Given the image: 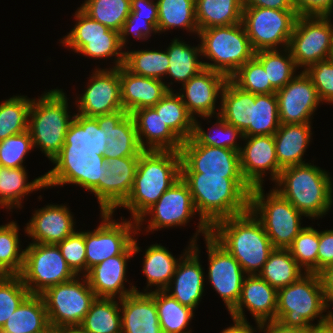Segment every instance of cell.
Listing matches in <instances>:
<instances>
[{
	"label": "cell",
	"instance_id": "1",
	"mask_svg": "<svg viewBox=\"0 0 333 333\" xmlns=\"http://www.w3.org/2000/svg\"><path fill=\"white\" fill-rule=\"evenodd\" d=\"M190 189L198 213L196 232L191 243L210 235L211 227L218 221L249 210L252 187L244 178H225L204 173H181Z\"/></svg>",
	"mask_w": 333,
	"mask_h": 333
},
{
	"label": "cell",
	"instance_id": "2",
	"mask_svg": "<svg viewBox=\"0 0 333 333\" xmlns=\"http://www.w3.org/2000/svg\"><path fill=\"white\" fill-rule=\"evenodd\" d=\"M210 235L239 262L247 275H258L274 250L262 223L250 209L218 220Z\"/></svg>",
	"mask_w": 333,
	"mask_h": 333
},
{
	"label": "cell",
	"instance_id": "3",
	"mask_svg": "<svg viewBox=\"0 0 333 333\" xmlns=\"http://www.w3.org/2000/svg\"><path fill=\"white\" fill-rule=\"evenodd\" d=\"M181 177V154L171 150H144L140 156L131 193L119 207L137 221Z\"/></svg>",
	"mask_w": 333,
	"mask_h": 333
},
{
	"label": "cell",
	"instance_id": "4",
	"mask_svg": "<svg viewBox=\"0 0 333 333\" xmlns=\"http://www.w3.org/2000/svg\"><path fill=\"white\" fill-rule=\"evenodd\" d=\"M274 183V190L314 221L325 217L333 206L330 172L313 163L283 168Z\"/></svg>",
	"mask_w": 333,
	"mask_h": 333
},
{
	"label": "cell",
	"instance_id": "5",
	"mask_svg": "<svg viewBox=\"0 0 333 333\" xmlns=\"http://www.w3.org/2000/svg\"><path fill=\"white\" fill-rule=\"evenodd\" d=\"M38 97L32 99L28 131L33 147L40 149L45 157L52 161L64 145L75 113L68 110L69 98L63 89L46 90Z\"/></svg>",
	"mask_w": 333,
	"mask_h": 333
},
{
	"label": "cell",
	"instance_id": "6",
	"mask_svg": "<svg viewBox=\"0 0 333 333\" xmlns=\"http://www.w3.org/2000/svg\"><path fill=\"white\" fill-rule=\"evenodd\" d=\"M329 309L317 273H305L297 281L277 290L276 321L286 327L309 329L323 324L333 316V310ZM315 320L317 324L312 322Z\"/></svg>",
	"mask_w": 333,
	"mask_h": 333
},
{
	"label": "cell",
	"instance_id": "7",
	"mask_svg": "<svg viewBox=\"0 0 333 333\" xmlns=\"http://www.w3.org/2000/svg\"><path fill=\"white\" fill-rule=\"evenodd\" d=\"M204 68L222 73L228 79L255 56L245 28L241 23L199 30Z\"/></svg>",
	"mask_w": 333,
	"mask_h": 333
},
{
	"label": "cell",
	"instance_id": "8",
	"mask_svg": "<svg viewBox=\"0 0 333 333\" xmlns=\"http://www.w3.org/2000/svg\"><path fill=\"white\" fill-rule=\"evenodd\" d=\"M249 209L262 223L274 248L287 249L304 228L301 220L306 216L273 188L265 194L264 186L253 187Z\"/></svg>",
	"mask_w": 333,
	"mask_h": 333
},
{
	"label": "cell",
	"instance_id": "9",
	"mask_svg": "<svg viewBox=\"0 0 333 333\" xmlns=\"http://www.w3.org/2000/svg\"><path fill=\"white\" fill-rule=\"evenodd\" d=\"M51 163L54 168L45 172L46 189L74 184L93 193L99 204V181L107 168L100 150L62 148Z\"/></svg>",
	"mask_w": 333,
	"mask_h": 333
},
{
	"label": "cell",
	"instance_id": "10",
	"mask_svg": "<svg viewBox=\"0 0 333 333\" xmlns=\"http://www.w3.org/2000/svg\"><path fill=\"white\" fill-rule=\"evenodd\" d=\"M75 25L60 43L67 50L92 59H113L109 68H118L124 63L125 51L120 42L119 32L91 19L79 7L75 14ZM112 57V58H111Z\"/></svg>",
	"mask_w": 333,
	"mask_h": 333
},
{
	"label": "cell",
	"instance_id": "11",
	"mask_svg": "<svg viewBox=\"0 0 333 333\" xmlns=\"http://www.w3.org/2000/svg\"><path fill=\"white\" fill-rule=\"evenodd\" d=\"M44 300L51 329L80 326L96 295L85 276L47 288Z\"/></svg>",
	"mask_w": 333,
	"mask_h": 333
},
{
	"label": "cell",
	"instance_id": "12",
	"mask_svg": "<svg viewBox=\"0 0 333 333\" xmlns=\"http://www.w3.org/2000/svg\"><path fill=\"white\" fill-rule=\"evenodd\" d=\"M19 275L30 294L37 295L76 276L68 267L57 244L44 243H29L25 247L24 265Z\"/></svg>",
	"mask_w": 333,
	"mask_h": 333
},
{
	"label": "cell",
	"instance_id": "13",
	"mask_svg": "<svg viewBox=\"0 0 333 333\" xmlns=\"http://www.w3.org/2000/svg\"><path fill=\"white\" fill-rule=\"evenodd\" d=\"M298 69L332 58L331 16H298L288 46Z\"/></svg>",
	"mask_w": 333,
	"mask_h": 333
},
{
	"label": "cell",
	"instance_id": "14",
	"mask_svg": "<svg viewBox=\"0 0 333 333\" xmlns=\"http://www.w3.org/2000/svg\"><path fill=\"white\" fill-rule=\"evenodd\" d=\"M297 17L295 10L243 8L242 24L255 52L284 49L289 46Z\"/></svg>",
	"mask_w": 333,
	"mask_h": 333
},
{
	"label": "cell",
	"instance_id": "15",
	"mask_svg": "<svg viewBox=\"0 0 333 333\" xmlns=\"http://www.w3.org/2000/svg\"><path fill=\"white\" fill-rule=\"evenodd\" d=\"M115 212H100L101 223L94 230L84 231L86 248V274L90 268L104 260L121 255L137 234V221L122 216L113 219ZM118 221V222H117Z\"/></svg>",
	"mask_w": 333,
	"mask_h": 333
},
{
	"label": "cell",
	"instance_id": "16",
	"mask_svg": "<svg viewBox=\"0 0 333 333\" xmlns=\"http://www.w3.org/2000/svg\"><path fill=\"white\" fill-rule=\"evenodd\" d=\"M197 211L186 182L180 177L166 190L159 200L151 206L137 220V234L143 231L144 222L147 227L143 228L146 233L162 230L163 228L185 227ZM149 220H148V219ZM142 226V227H141Z\"/></svg>",
	"mask_w": 333,
	"mask_h": 333
},
{
	"label": "cell",
	"instance_id": "17",
	"mask_svg": "<svg viewBox=\"0 0 333 333\" xmlns=\"http://www.w3.org/2000/svg\"><path fill=\"white\" fill-rule=\"evenodd\" d=\"M208 255L206 280L222 298L228 312L237 304L247 274L239 262L211 235L204 238ZM208 275V276H207Z\"/></svg>",
	"mask_w": 333,
	"mask_h": 333
},
{
	"label": "cell",
	"instance_id": "18",
	"mask_svg": "<svg viewBox=\"0 0 333 333\" xmlns=\"http://www.w3.org/2000/svg\"><path fill=\"white\" fill-rule=\"evenodd\" d=\"M84 93L75 97L77 114L96 117L123 110L120 67L97 68L89 76Z\"/></svg>",
	"mask_w": 333,
	"mask_h": 333
},
{
	"label": "cell",
	"instance_id": "19",
	"mask_svg": "<svg viewBox=\"0 0 333 333\" xmlns=\"http://www.w3.org/2000/svg\"><path fill=\"white\" fill-rule=\"evenodd\" d=\"M181 173H204L225 178H244L239 152L198 144L192 137L184 141L181 150Z\"/></svg>",
	"mask_w": 333,
	"mask_h": 333
},
{
	"label": "cell",
	"instance_id": "20",
	"mask_svg": "<svg viewBox=\"0 0 333 333\" xmlns=\"http://www.w3.org/2000/svg\"><path fill=\"white\" fill-rule=\"evenodd\" d=\"M275 94L281 124L312 123L315 111L323 105L311 78L303 70Z\"/></svg>",
	"mask_w": 333,
	"mask_h": 333
},
{
	"label": "cell",
	"instance_id": "21",
	"mask_svg": "<svg viewBox=\"0 0 333 333\" xmlns=\"http://www.w3.org/2000/svg\"><path fill=\"white\" fill-rule=\"evenodd\" d=\"M140 251L137 238L134 237L133 243L121 255L108 258L88 270L85 277L96 297L121 299L134 292L140 293L132 283H128L129 288L125 287L128 260Z\"/></svg>",
	"mask_w": 333,
	"mask_h": 333
},
{
	"label": "cell",
	"instance_id": "22",
	"mask_svg": "<svg viewBox=\"0 0 333 333\" xmlns=\"http://www.w3.org/2000/svg\"><path fill=\"white\" fill-rule=\"evenodd\" d=\"M242 141L245 143L239 152L240 167L246 182L252 188L263 186L268 173L274 183L282 170L276 157L274 136H243Z\"/></svg>",
	"mask_w": 333,
	"mask_h": 333
},
{
	"label": "cell",
	"instance_id": "23",
	"mask_svg": "<svg viewBox=\"0 0 333 333\" xmlns=\"http://www.w3.org/2000/svg\"><path fill=\"white\" fill-rule=\"evenodd\" d=\"M227 80L222 73L204 68L183 84L177 93L194 119L201 117L205 121L219 115L220 104L216 103Z\"/></svg>",
	"mask_w": 333,
	"mask_h": 333
},
{
	"label": "cell",
	"instance_id": "24",
	"mask_svg": "<svg viewBox=\"0 0 333 333\" xmlns=\"http://www.w3.org/2000/svg\"><path fill=\"white\" fill-rule=\"evenodd\" d=\"M139 156L109 158L103 181H99L100 212H115L131 193Z\"/></svg>",
	"mask_w": 333,
	"mask_h": 333
},
{
	"label": "cell",
	"instance_id": "25",
	"mask_svg": "<svg viewBox=\"0 0 333 333\" xmlns=\"http://www.w3.org/2000/svg\"><path fill=\"white\" fill-rule=\"evenodd\" d=\"M45 206L35 209L25 224L24 232L32 238L30 243L57 244L77 230L76 219L67 204Z\"/></svg>",
	"mask_w": 333,
	"mask_h": 333
},
{
	"label": "cell",
	"instance_id": "26",
	"mask_svg": "<svg viewBox=\"0 0 333 333\" xmlns=\"http://www.w3.org/2000/svg\"><path fill=\"white\" fill-rule=\"evenodd\" d=\"M199 254V245L195 241L192 243V248L179 261L171 282L165 289L179 303L193 310L198 308L207 282Z\"/></svg>",
	"mask_w": 333,
	"mask_h": 333
},
{
	"label": "cell",
	"instance_id": "27",
	"mask_svg": "<svg viewBox=\"0 0 333 333\" xmlns=\"http://www.w3.org/2000/svg\"><path fill=\"white\" fill-rule=\"evenodd\" d=\"M245 308L256 324L276 320L277 290L258 275H247L240 298L229 312L231 319L247 321Z\"/></svg>",
	"mask_w": 333,
	"mask_h": 333
},
{
	"label": "cell",
	"instance_id": "28",
	"mask_svg": "<svg viewBox=\"0 0 333 333\" xmlns=\"http://www.w3.org/2000/svg\"><path fill=\"white\" fill-rule=\"evenodd\" d=\"M94 118L97 120L99 127L105 131L107 144L103 156L106 160L109 158L140 156L144 151L139 143L136 125L131 114L120 110Z\"/></svg>",
	"mask_w": 333,
	"mask_h": 333
},
{
	"label": "cell",
	"instance_id": "29",
	"mask_svg": "<svg viewBox=\"0 0 333 333\" xmlns=\"http://www.w3.org/2000/svg\"><path fill=\"white\" fill-rule=\"evenodd\" d=\"M166 82L129 72L120 66L121 100L128 114L156 105L169 91Z\"/></svg>",
	"mask_w": 333,
	"mask_h": 333
},
{
	"label": "cell",
	"instance_id": "30",
	"mask_svg": "<svg viewBox=\"0 0 333 333\" xmlns=\"http://www.w3.org/2000/svg\"><path fill=\"white\" fill-rule=\"evenodd\" d=\"M122 333H162L157 306L149 293L134 292L120 299Z\"/></svg>",
	"mask_w": 333,
	"mask_h": 333
},
{
	"label": "cell",
	"instance_id": "31",
	"mask_svg": "<svg viewBox=\"0 0 333 333\" xmlns=\"http://www.w3.org/2000/svg\"><path fill=\"white\" fill-rule=\"evenodd\" d=\"M138 140L144 150H171L180 152L183 142L152 108H142L132 114Z\"/></svg>",
	"mask_w": 333,
	"mask_h": 333
},
{
	"label": "cell",
	"instance_id": "32",
	"mask_svg": "<svg viewBox=\"0 0 333 333\" xmlns=\"http://www.w3.org/2000/svg\"><path fill=\"white\" fill-rule=\"evenodd\" d=\"M311 124H280L273 136L276 157L282 169L307 163L303 159L313 139Z\"/></svg>",
	"mask_w": 333,
	"mask_h": 333
},
{
	"label": "cell",
	"instance_id": "33",
	"mask_svg": "<svg viewBox=\"0 0 333 333\" xmlns=\"http://www.w3.org/2000/svg\"><path fill=\"white\" fill-rule=\"evenodd\" d=\"M188 244L178 258H175L176 256H173L168 248L158 243L151 244L145 249L142 273L147 278V285L143 293L151 292L150 288L153 286H157L155 291L165 290L169 286L179 261L192 248L190 241Z\"/></svg>",
	"mask_w": 333,
	"mask_h": 333
},
{
	"label": "cell",
	"instance_id": "34",
	"mask_svg": "<svg viewBox=\"0 0 333 333\" xmlns=\"http://www.w3.org/2000/svg\"><path fill=\"white\" fill-rule=\"evenodd\" d=\"M165 49L169 57V67L165 78L172 79L165 83L169 91H173L174 88L171 86L173 83L177 82L182 86L204 69L203 61H201L200 42L196 46H192L175 37Z\"/></svg>",
	"mask_w": 333,
	"mask_h": 333
},
{
	"label": "cell",
	"instance_id": "35",
	"mask_svg": "<svg viewBox=\"0 0 333 333\" xmlns=\"http://www.w3.org/2000/svg\"><path fill=\"white\" fill-rule=\"evenodd\" d=\"M26 167L8 168L0 166V207L13 212L22 209L24 197L33 191L45 189V174L28 182ZM12 209V210H11Z\"/></svg>",
	"mask_w": 333,
	"mask_h": 333
},
{
	"label": "cell",
	"instance_id": "36",
	"mask_svg": "<svg viewBox=\"0 0 333 333\" xmlns=\"http://www.w3.org/2000/svg\"><path fill=\"white\" fill-rule=\"evenodd\" d=\"M50 329L42 296L30 294L7 319L0 333H47Z\"/></svg>",
	"mask_w": 333,
	"mask_h": 333
},
{
	"label": "cell",
	"instance_id": "37",
	"mask_svg": "<svg viewBox=\"0 0 333 333\" xmlns=\"http://www.w3.org/2000/svg\"><path fill=\"white\" fill-rule=\"evenodd\" d=\"M219 115L242 133L252 122L255 94L244 91L228 79L223 87Z\"/></svg>",
	"mask_w": 333,
	"mask_h": 333
},
{
	"label": "cell",
	"instance_id": "38",
	"mask_svg": "<svg viewBox=\"0 0 333 333\" xmlns=\"http://www.w3.org/2000/svg\"><path fill=\"white\" fill-rule=\"evenodd\" d=\"M198 30L242 22V0H195Z\"/></svg>",
	"mask_w": 333,
	"mask_h": 333
},
{
	"label": "cell",
	"instance_id": "39",
	"mask_svg": "<svg viewBox=\"0 0 333 333\" xmlns=\"http://www.w3.org/2000/svg\"><path fill=\"white\" fill-rule=\"evenodd\" d=\"M158 5V35L165 31L186 29L198 35L195 0H156Z\"/></svg>",
	"mask_w": 333,
	"mask_h": 333
},
{
	"label": "cell",
	"instance_id": "40",
	"mask_svg": "<svg viewBox=\"0 0 333 333\" xmlns=\"http://www.w3.org/2000/svg\"><path fill=\"white\" fill-rule=\"evenodd\" d=\"M148 293L155 300L162 333H192L188 326L195 316L192 308L182 305L165 290Z\"/></svg>",
	"mask_w": 333,
	"mask_h": 333
},
{
	"label": "cell",
	"instance_id": "41",
	"mask_svg": "<svg viewBox=\"0 0 333 333\" xmlns=\"http://www.w3.org/2000/svg\"><path fill=\"white\" fill-rule=\"evenodd\" d=\"M80 327L88 333H122L120 299L96 297Z\"/></svg>",
	"mask_w": 333,
	"mask_h": 333
},
{
	"label": "cell",
	"instance_id": "42",
	"mask_svg": "<svg viewBox=\"0 0 333 333\" xmlns=\"http://www.w3.org/2000/svg\"><path fill=\"white\" fill-rule=\"evenodd\" d=\"M175 91H168L152 108L160 114L161 119L171 131L184 142L192 137L194 117L188 112L181 96Z\"/></svg>",
	"mask_w": 333,
	"mask_h": 333
},
{
	"label": "cell",
	"instance_id": "43",
	"mask_svg": "<svg viewBox=\"0 0 333 333\" xmlns=\"http://www.w3.org/2000/svg\"><path fill=\"white\" fill-rule=\"evenodd\" d=\"M303 271L288 249L274 248L258 276L279 290L297 281Z\"/></svg>",
	"mask_w": 333,
	"mask_h": 333
},
{
	"label": "cell",
	"instance_id": "44",
	"mask_svg": "<svg viewBox=\"0 0 333 333\" xmlns=\"http://www.w3.org/2000/svg\"><path fill=\"white\" fill-rule=\"evenodd\" d=\"M105 139V131L99 127L94 117L82 116L75 112L62 148L100 150L104 154L107 144Z\"/></svg>",
	"mask_w": 333,
	"mask_h": 333
},
{
	"label": "cell",
	"instance_id": "45",
	"mask_svg": "<svg viewBox=\"0 0 333 333\" xmlns=\"http://www.w3.org/2000/svg\"><path fill=\"white\" fill-rule=\"evenodd\" d=\"M123 66L131 73L165 81L169 67L167 51L159 50H125Z\"/></svg>",
	"mask_w": 333,
	"mask_h": 333
},
{
	"label": "cell",
	"instance_id": "46",
	"mask_svg": "<svg viewBox=\"0 0 333 333\" xmlns=\"http://www.w3.org/2000/svg\"><path fill=\"white\" fill-rule=\"evenodd\" d=\"M264 67L271 86L277 91L283 88L299 70L289 48L260 50L254 56Z\"/></svg>",
	"mask_w": 333,
	"mask_h": 333
},
{
	"label": "cell",
	"instance_id": "47",
	"mask_svg": "<svg viewBox=\"0 0 333 333\" xmlns=\"http://www.w3.org/2000/svg\"><path fill=\"white\" fill-rule=\"evenodd\" d=\"M32 98L13 95L0 103V141L28 130Z\"/></svg>",
	"mask_w": 333,
	"mask_h": 333
},
{
	"label": "cell",
	"instance_id": "48",
	"mask_svg": "<svg viewBox=\"0 0 333 333\" xmlns=\"http://www.w3.org/2000/svg\"><path fill=\"white\" fill-rule=\"evenodd\" d=\"M213 118L216 119V122L208 128L209 131H205L200 121L195 118L192 138L200 145L221 147L240 152L242 143L240 144L237 141L243 140L242 132L237 127L229 125L220 115H215Z\"/></svg>",
	"mask_w": 333,
	"mask_h": 333
},
{
	"label": "cell",
	"instance_id": "49",
	"mask_svg": "<svg viewBox=\"0 0 333 333\" xmlns=\"http://www.w3.org/2000/svg\"><path fill=\"white\" fill-rule=\"evenodd\" d=\"M280 124L276 94H255L252 122L242 134L243 136L274 135Z\"/></svg>",
	"mask_w": 333,
	"mask_h": 333
},
{
	"label": "cell",
	"instance_id": "50",
	"mask_svg": "<svg viewBox=\"0 0 333 333\" xmlns=\"http://www.w3.org/2000/svg\"><path fill=\"white\" fill-rule=\"evenodd\" d=\"M79 8L91 19L120 32L131 12V0H84Z\"/></svg>",
	"mask_w": 333,
	"mask_h": 333
},
{
	"label": "cell",
	"instance_id": "51",
	"mask_svg": "<svg viewBox=\"0 0 333 333\" xmlns=\"http://www.w3.org/2000/svg\"><path fill=\"white\" fill-rule=\"evenodd\" d=\"M14 220L0 225V261L14 274L19 275L24 265V249L21 248L20 226Z\"/></svg>",
	"mask_w": 333,
	"mask_h": 333
},
{
	"label": "cell",
	"instance_id": "52",
	"mask_svg": "<svg viewBox=\"0 0 333 333\" xmlns=\"http://www.w3.org/2000/svg\"><path fill=\"white\" fill-rule=\"evenodd\" d=\"M319 231L305 226L287 248L298 265L306 273H317Z\"/></svg>",
	"mask_w": 333,
	"mask_h": 333
},
{
	"label": "cell",
	"instance_id": "53",
	"mask_svg": "<svg viewBox=\"0 0 333 333\" xmlns=\"http://www.w3.org/2000/svg\"><path fill=\"white\" fill-rule=\"evenodd\" d=\"M229 79L240 89L253 94L276 93L263 65L255 57L241 66Z\"/></svg>",
	"mask_w": 333,
	"mask_h": 333
},
{
	"label": "cell",
	"instance_id": "54",
	"mask_svg": "<svg viewBox=\"0 0 333 333\" xmlns=\"http://www.w3.org/2000/svg\"><path fill=\"white\" fill-rule=\"evenodd\" d=\"M29 295L20 275L0 277V329Z\"/></svg>",
	"mask_w": 333,
	"mask_h": 333
},
{
	"label": "cell",
	"instance_id": "55",
	"mask_svg": "<svg viewBox=\"0 0 333 333\" xmlns=\"http://www.w3.org/2000/svg\"><path fill=\"white\" fill-rule=\"evenodd\" d=\"M33 149V141L28 130L0 141V166L26 167L23 164L24 159Z\"/></svg>",
	"mask_w": 333,
	"mask_h": 333
},
{
	"label": "cell",
	"instance_id": "56",
	"mask_svg": "<svg viewBox=\"0 0 333 333\" xmlns=\"http://www.w3.org/2000/svg\"><path fill=\"white\" fill-rule=\"evenodd\" d=\"M62 256L76 276L86 275V248L84 231L77 230L72 235L58 242Z\"/></svg>",
	"mask_w": 333,
	"mask_h": 333
},
{
	"label": "cell",
	"instance_id": "57",
	"mask_svg": "<svg viewBox=\"0 0 333 333\" xmlns=\"http://www.w3.org/2000/svg\"><path fill=\"white\" fill-rule=\"evenodd\" d=\"M322 102L333 104V58L319 61L305 70Z\"/></svg>",
	"mask_w": 333,
	"mask_h": 333
},
{
	"label": "cell",
	"instance_id": "58",
	"mask_svg": "<svg viewBox=\"0 0 333 333\" xmlns=\"http://www.w3.org/2000/svg\"><path fill=\"white\" fill-rule=\"evenodd\" d=\"M156 33L158 34L157 29L150 22L138 18V16L130 12L119 32L122 48L125 50L128 47L127 42L130 35L134 37V39L136 38V40L146 41L152 34L156 35Z\"/></svg>",
	"mask_w": 333,
	"mask_h": 333
},
{
	"label": "cell",
	"instance_id": "59",
	"mask_svg": "<svg viewBox=\"0 0 333 333\" xmlns=\"http://www.w3.org/2000/svg\"><path fill=\"white\" fill-rule=\"evenodd\" d=\"M298 16H332L333 0H293Z\"/></svg>",
	"mask_w": 333,
	"mask_h": 333
},
{
	"label": "cell",
	"instance_id": "60",
	"mask_svg": "<svg viewBox=\"0 0 333 333\" xmlns=\"http://www.w3.org/2000/svg\"><path fill=\"white\" fill-rule=\"evenodd\" d=\"M333 264V229L319 231L317 274Z\"/></svg>",
	"mask_w": 333,
	"mask_h": 333
},
{
	"label": "cell",
	"instance_id": "61",
	"mask_svg": "<svg viewBox=\"0 0 333 333\" xmlns=\"http://www.w3.org/2000/svg\"><path fill=\"white\" fill-rule=\"evenodd\" d=\"M131 12L150 22L156 29L158 25V5L156 0H131Z\"/></svg>",
	"mask_w": 333,
	"mask_h": 333
},
{
	"label": "cell",
	"instance_id": "62",
	"mask_svg": "<svg viewBox=\"0 0 333 333\" xmlns=\"http://www.w3.org/2000/svg\"><path fill=\"white\" fill-rule=\"evenodd\" d=\"M243 8L263 7L276 10H295L293 0H242Z\"/></svg>",
	"mask_w": 333,
	"mask_h": 333
},
{
	"label": "cell",
	"instance_id": "63",
	"mask_svg": "<svg viewBox=\"0 0 333 333\" xmlns=\"http://www.w3.org/2000/svg\"><path fill=\"white\" fill-rule=\"evenodd\" d=\"M318 274L321 280L326 304L331 308L333 305V264L325 267Z\"/></svg>",
	"mask_w": 333,
	"mask_h": 333
},
{
	"label": "cell",
	"instance_id": "64",
	"mask_svg": "<svg viewBox=\"0 0 333 333\" xmlns=\"http://www.w3.org/2000/svg\"><path fill=\"white\" fill-rule=\"evenodd\" d=\"M256 326L259 330L257 333L260 331L264 333H308V329L286 327L276 320L262 322Z\"/></svg>",
	"mask_w": 333,
	"mask_h": 333
},
{
	"label": "cell",
	"instance_id": "65",
	"mask_svg": "<svg viewBox=\"0 0 333 333\" xmlns=\"http://www.w3.org/2000/svg\"><path fill=\"white\" fill-rule=\"evenodd\" d=\"M233 324H231L229 327H226L223 329L220 333H256L257 332V326H252L248 321H240L236 319H232ZM254 327V328H253Z\"/></svg>",
	"mask_w": 333,
	"mask_h": 333
},
{
	"label": "cell",
	"instance_id": "66",
	"mask_svg": "<svg viewBox=\"0 0 333 333\" xmlns=\"http://www.w3.org/2000/svg\"><path fill=\"white\" fill-rule=\"evenodd\" d=\"M308 333H333V316L323 324L313 325Z\"/></svg>",
	"mask_w": 333,
	"mask_h": 333
},
{
	"label": "cell",
	"instance_id": "67",
	"mask_svg": "<svg viewBox=\"0 0 333 333\" xmlns=\"http://www.w3.org/2000/svg\"><path fill=\"white\" fill-rule=\"evenodd\" d=\"M63 333H88L84 331L80 326L75 327H66L63 329H60Z\"/></svg>",
	"mask_w": 333,
	"mask_h": 333
},
{
	"label": "cell",
	"instance_id": "68",
	"mask_svg": "<svg viewBox=\"0 0 333 333\" xmlns=\"http://www.w3.org/2000/svg\"><path fill=\"white\" fill-rule=\"evenodd\" d=\"M14 275L1 261H0V277H8Z\"/></svg>",
	"mask_w": 333,
	"mask_h": 333
},
{
	"label": "cell",
	"instance_id": "69",
	"mask_svg": "<svg viewBox=\"0 0 333 333\" xmlns=\"http://www.w3.org/2000/svg\"><path fill=\"white\" fill-rule=\"evenodd\" d=\"M47 333H63L60 329H50Z\"/></svg>",
	"mask_w": 333,
	"mask_h": 333
}]
</instances>
